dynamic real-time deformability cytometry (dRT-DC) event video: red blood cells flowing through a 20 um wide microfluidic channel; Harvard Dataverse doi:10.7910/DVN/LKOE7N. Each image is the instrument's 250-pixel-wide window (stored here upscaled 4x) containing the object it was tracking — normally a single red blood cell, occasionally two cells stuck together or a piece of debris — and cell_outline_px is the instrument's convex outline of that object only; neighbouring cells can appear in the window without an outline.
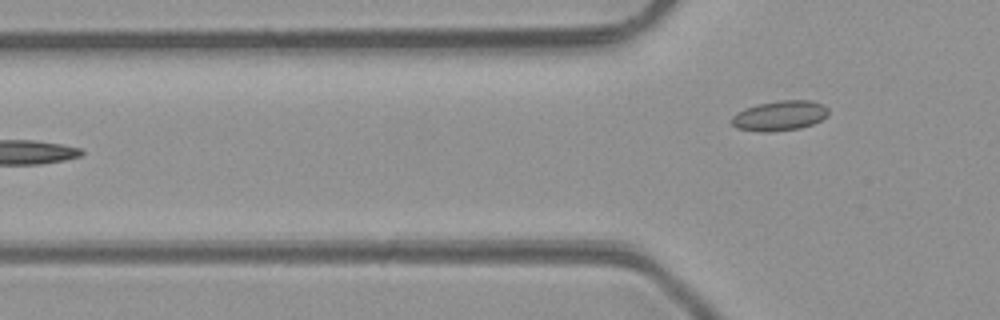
{"species": "common noctule bat (a hibernating species)", "species_latin": "Nyctalus noctula", "temperature_condition": "room temperature", "stored_images_in_passage": 5, "camera_frame_rate_fps": 3000, "um_per_image_px": 0.085, "animal": {"sex": "male", "body_mass_g": 23.1, "forearm_length_mm": 52.7}, "frame": {"image": 1, "passage_image": 5, "time_ms": 5.667, "image_size_px": [1000, 320], "cell_outline_px": [[828, 116], [812, 124], [800, 128], [768, 132], [760, 132], [736, 128], [732, 124], [732, 116], [736, 112], [744, 108], [756, 104], [780, 100], [812, 100], [824, 104], [828, 108]], "centroid_in_image_um": [66.27, 9.82], "position_along_channel_um": 59.5, "area_um2": 17.11}}